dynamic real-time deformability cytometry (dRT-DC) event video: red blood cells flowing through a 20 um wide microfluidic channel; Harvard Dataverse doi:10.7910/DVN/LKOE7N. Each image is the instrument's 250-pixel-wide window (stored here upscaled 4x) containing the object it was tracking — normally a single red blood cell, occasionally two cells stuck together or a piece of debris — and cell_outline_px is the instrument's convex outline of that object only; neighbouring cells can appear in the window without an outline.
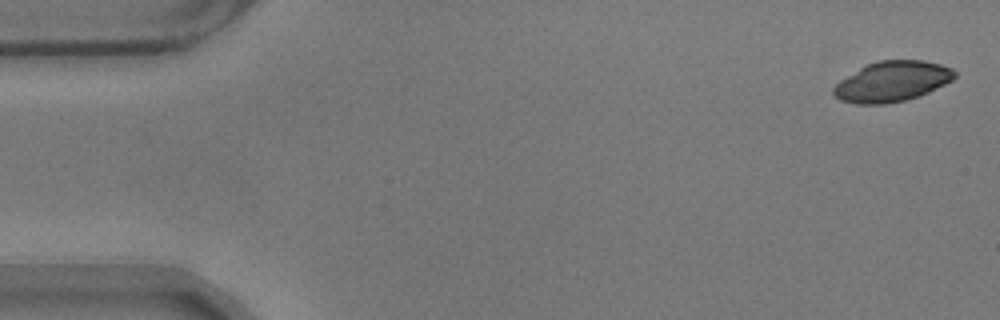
{"species": "common noctule bat (a hibernating species)", "species_latin": "Nyctalus noctula", "temperature_condition": "warm", "stored_images_in_passage": 12, "camera_frame_rate_fps": 3000, "um_per_image_px": 0.085, "animal": {"sex": "male", "body_mass_g": 17.9}, "frame": {"image": 1, "passage_image": 1, "time_ms": 0.0, "image_size_px": [1000, 320], "cell_outline_px": [[956, 76], [952, 80], [920, 96], [904, 100], [884, 104], [856, 104], [840, 100], [832, 92], [832, 88], [840, 80], [860, 68], [876, 60], [924, 60], [940, 64], [952, 68], [956, 72]], "centroid_in_image_um": [75.83, 6.92], "position_along_channel_um": 9.2, "area_um2": 28.38}}